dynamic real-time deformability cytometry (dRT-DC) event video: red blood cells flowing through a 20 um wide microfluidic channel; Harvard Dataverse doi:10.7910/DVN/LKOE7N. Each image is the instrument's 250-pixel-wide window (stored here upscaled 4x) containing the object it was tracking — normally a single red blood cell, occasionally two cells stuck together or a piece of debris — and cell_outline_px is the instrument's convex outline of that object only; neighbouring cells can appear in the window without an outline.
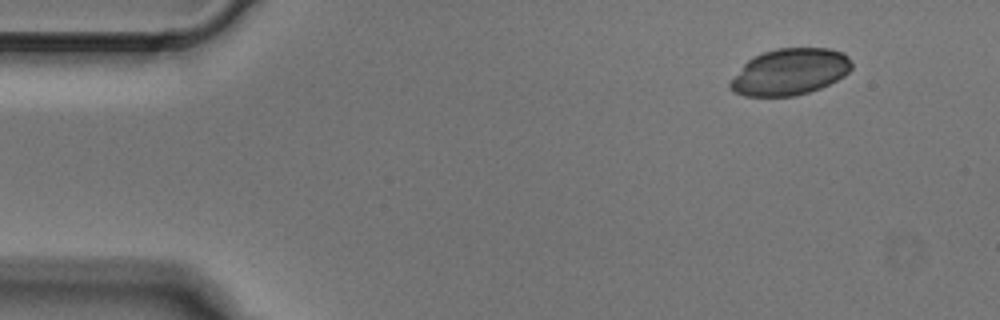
{"species": "Egyptian fruit bat (a non-hibernating species)", "species_latin": "Rousettus aegyptiacus", "temperature_condition": "cold", "stored_images_in_passage": 3, "camera_frame_rate_fps": 3000, "um_per_image_px": 0.085, "animal": {"sex": "male"}, "frame": {"image": 1, "passage_image": 1, "time_ms": 0.0, "image_size_px": [1000, 320], "cell_outline_px": [[852, 68], [844, 76], [820, 88], [796, 96], [744, 96], [732, 92], [728, 88], [728, 84], [744, 64], [748, 60], [764, 52], [776, 48], [828, 48], [844, 52], [848, 56], [852, 64]], "centroid_in_image_um": [67.14, 6.11], "position_along_channel_um": 17.9, "area_um2": 32.89}}
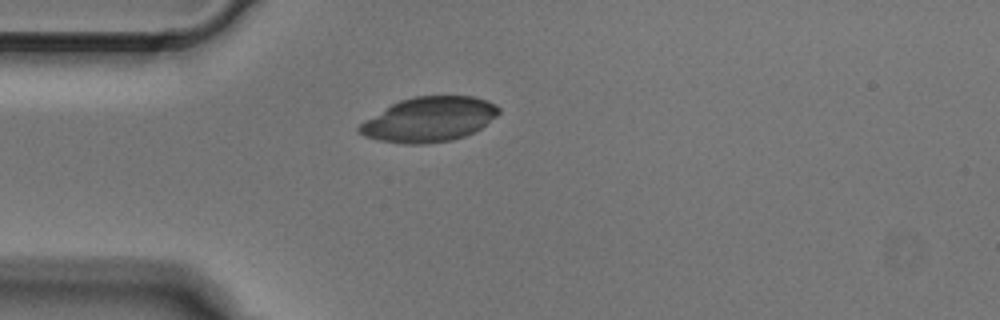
{"frame": {"image": 2, "passage_image": 3, "time_ms": 0.667, "image_size_px": [1000, 320], "cell_outline_px": [[500, 112], [496, 116], [480, 128], [464, 136], [452, 140], [424, 144], [404, 144], [380, 140], [364, 136], [356, 128], [360, 124], [392, 104], [400, 100], [416, 96], [472, 96], [488, 100], [496, 104], [500, 108]], "centroid_in_image_um": [36.5, 10.15], "position_along_channel_um": 48.5, "area_um2": 36.01}}